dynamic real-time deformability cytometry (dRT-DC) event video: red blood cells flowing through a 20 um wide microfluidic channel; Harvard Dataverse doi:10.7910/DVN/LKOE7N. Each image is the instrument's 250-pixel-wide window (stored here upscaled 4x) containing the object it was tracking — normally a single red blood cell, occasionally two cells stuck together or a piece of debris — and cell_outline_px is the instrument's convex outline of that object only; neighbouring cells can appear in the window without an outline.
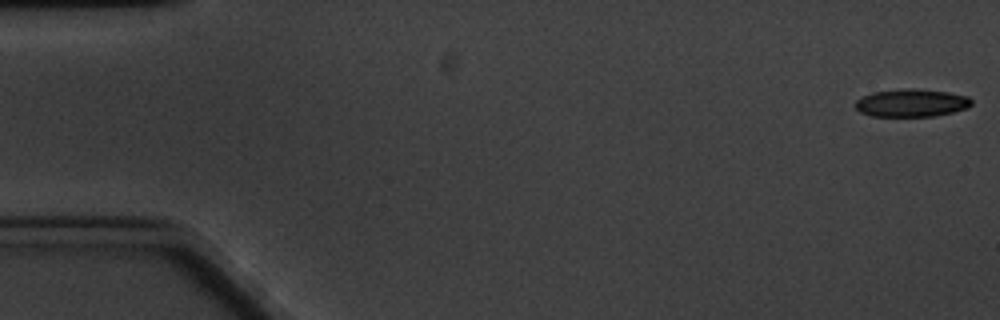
{"species": "common noctule bat (a hibernating species)", "species_latin": "Nyctalus noctula", "temperature_condition": "cold", "stored_images_in_passage": 61, "camera_frame_rate_fps": 3000, "um_per_image_px": 0.085, "animal": {"sex": "male", "body_mass_g": 20.1, "forearm_length_mm": 53.5}, "frame": {"image": 1, "passage_image": 1, "time_ms": 0.0, "image_size_px": [1000, 320], "cell_outline_px": [[972, 104], [968, 108], [952, 112], [932, 116], [872, 116], [860, 112], [852, 104], [856, 100], [872, 92], [908, 88], [916, 88], [948, 92], [968, 96], [972, 100]], "centroid_in_image_um": [77.47, 8.74], "position_along_channel_um": 7.5, "area_um2": 18.9}}
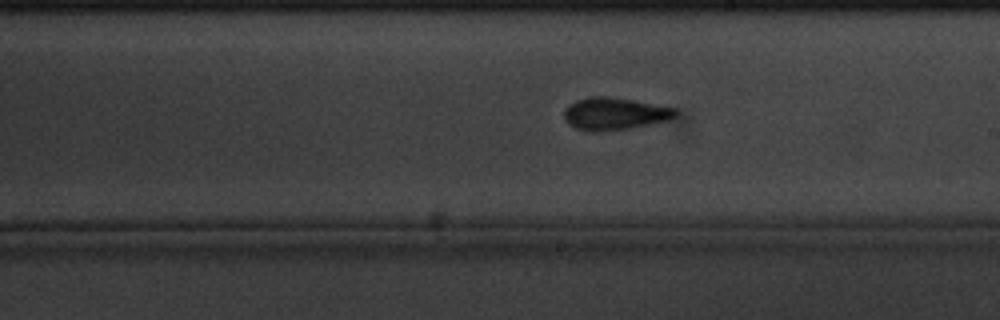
{"frame": {"image": 2, "passage_image": 34, "time_ms": 11.0, "image_size_px": [1000, 320], "cell_outline_px": [[680, 112], [676, 116], [668, 120], [652, 124], [628, 128], [600, 132], [588, 132], [576, 128], [568, 124], [564, 120], [564, 108], [568, 104], [576, 100], [588, 96], [608, 96], [632, 100], [676, 108]], "centroid_in_image_um": [52.21, 9.67], "position_along_channel_um": 236.8, "area_um2": 21.33}}
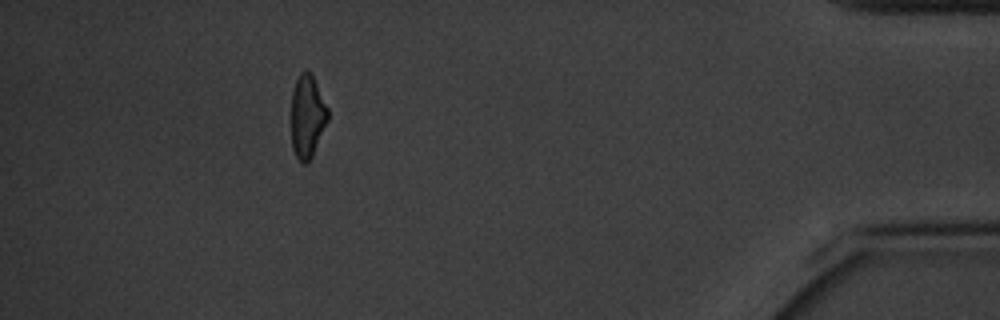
{"frame": {"image": 3, "passage_image": 55, "time_ms": 18.0, "image_size_px": [1000, 320], "cell_outline_px": [[328, 120], [312, 156], [304, 164], [296, 156], [292, 148], [292, 92], [296, 80], [300, 72], [304, 68], [312, 72], [328, 108]], "centroid_in_image_um": [26.13, 9.82], "position_along_channel_um": 409.1, "area_um2": 17.69}, "authors_computed_cell_mechanics": {"area_um2": 19.8832, "velocity_mm_per_s": 3.2605, "shape_relaxation_time_tau1_ms": 3.7247, "shape_relaxation_time_tau2_ms": 3.7096, "deformation_change_tau1": 0.0934, "deformation_change_tau2": 0.1164}}